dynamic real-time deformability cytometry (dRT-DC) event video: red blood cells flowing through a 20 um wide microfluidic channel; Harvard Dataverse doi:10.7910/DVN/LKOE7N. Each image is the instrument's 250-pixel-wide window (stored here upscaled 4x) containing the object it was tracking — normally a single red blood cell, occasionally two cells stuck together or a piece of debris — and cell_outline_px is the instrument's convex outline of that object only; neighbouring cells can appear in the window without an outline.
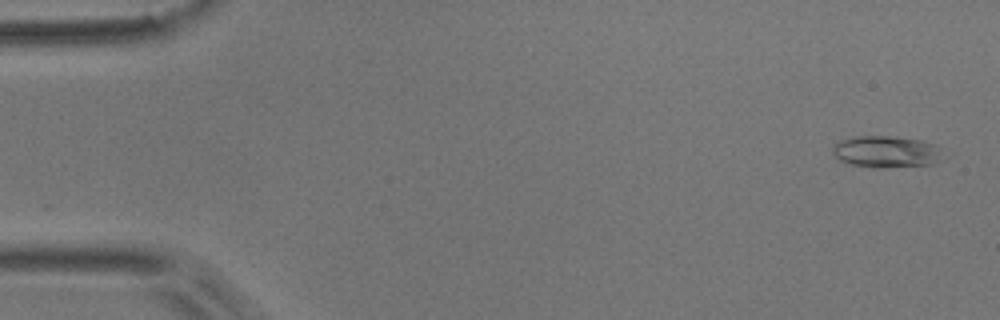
{"species": "common noctule bat (a hibernating species)", "species_latin": "Nyctalus noctula", "temperature_condition": "room temperature", "stored_images_in_passage": 5, "camera_frame_rate_fps": 3000, "um_per_image_px": 0.085, "animal": {"sex": "male", "body_mass_g": 17.9}, "frame": {"image": 1, "passage_image": 1, "time_ms": 0.0, "image_size_px": [1000, 320], "cell_outline_px": [[944, 160], [932, 164], [884, 168], [876, 168], [852, 164], [840, 160], [832, 152], [832, 148], [840, 140], [860, 136], [896, 136], [920, 140], [936, 144]], "centroid_in_image_um": [75.37, 12.9], "position_along_channel_um": 9.6, "area_um2": 20.4}}
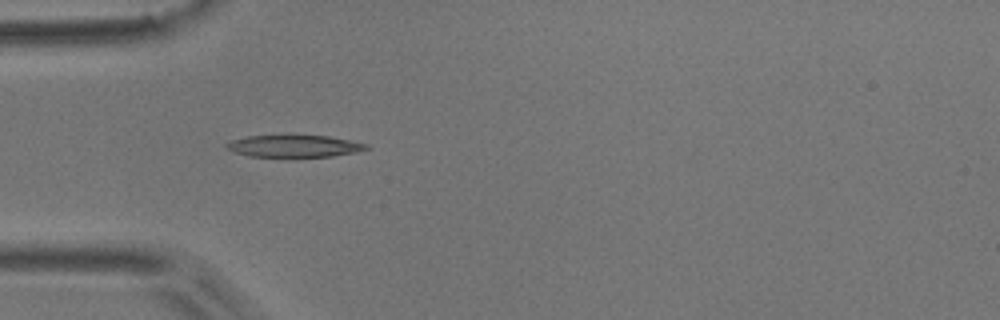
{"frame": {"image": 2, "passage_image": 5, "time_ms": 1.333, "image_size_px": [1000, 320], "cell_outline_px": [[372, 148], [356, 152], [332, 156], [292, 160], [248, 156], [236, 152], [228, 148], [224, 144], [232, 140], [248, 136], [288, 132], [328, 136], [368, 144]], "centroid_in_image_um": [25.0, 12.42], "position_along_channel_um": 60.0, "area_um2": 19.88}}